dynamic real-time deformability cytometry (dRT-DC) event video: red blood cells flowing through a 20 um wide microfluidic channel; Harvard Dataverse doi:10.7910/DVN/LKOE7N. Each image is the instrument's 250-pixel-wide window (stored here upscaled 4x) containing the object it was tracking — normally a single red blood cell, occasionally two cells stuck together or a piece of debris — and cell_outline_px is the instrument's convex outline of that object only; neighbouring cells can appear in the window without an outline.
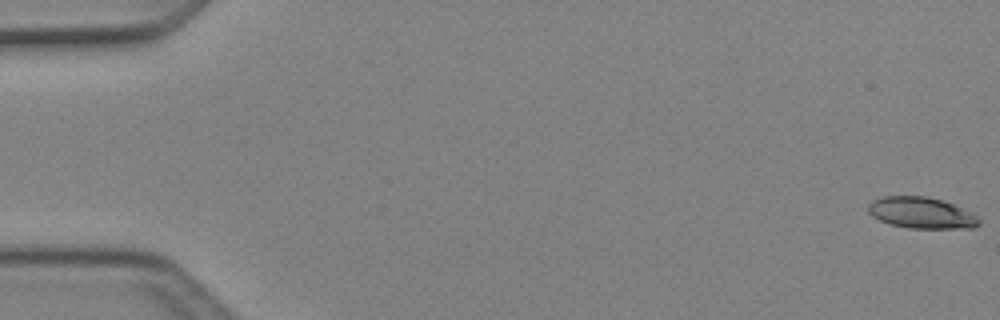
{"species": "Egyptian fruit bat (a non-hibernating species)", "species_latin": "Rousettus aegyptiacus", "temperature_condition": "cold", "stored_images_in_passage": 50, "camera_frame_rate_fps": 3000, "um_per_image_px": 0.085, "animal": {"sex": "female"}, "frame": {"image": 1, "passage_image": 1, "time_ms": 0.0, "image_size_px": [1000, 320], "cell_outline_px": [[980, 224], [972, 228], [908, 228], [892, 224], [880, 220], [872, 216], [868, 212], [868, 204], [872, 200], [884, 196], [924, 196], [944, 200], [976, 216], [980, 220]], "centroid_in_image_um": [78.28, 18.09], "position_along_channel_um": 6.7, "area_um2": 20.0}}
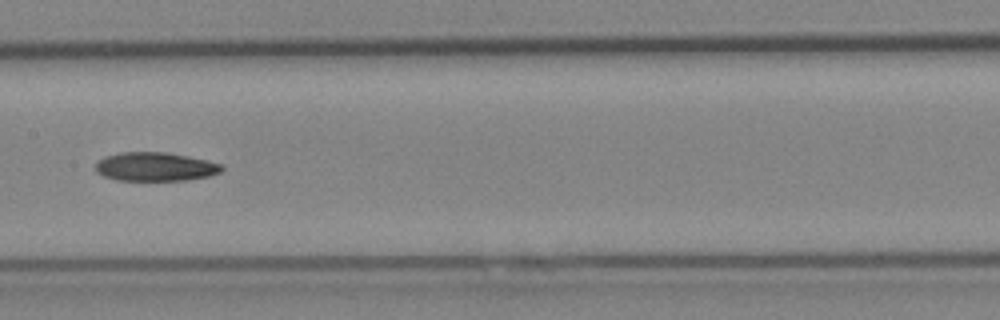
{"frame": {"image": 2, "passage_image": 26, "time_ms": 8.333, "image_size_px": [1000, 320], "cell_outline_px": [[224, 168], [220, 172], [208, 176], [184, 180], [116, 180], [104, 176], [96, 172], [96, 164], [104, 156], [120, 152], [164, 152], [188, 156], [208, 160], [224, 164]], "centroid_in_image_um": [13.21, 14.16], "position_along_channel_um": 194.2, "area_um2": 21.15}}
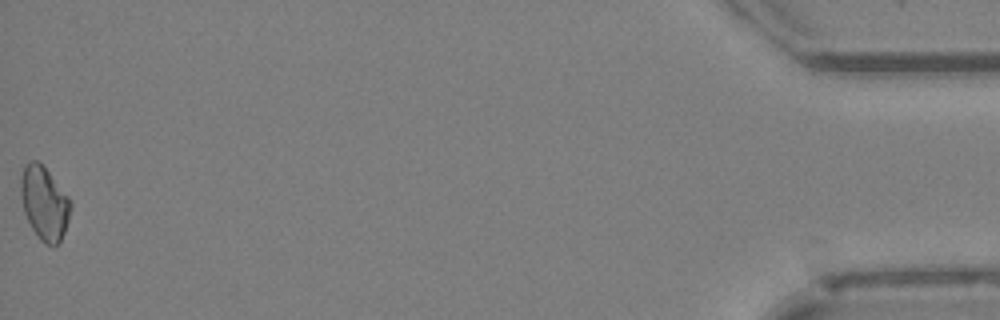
{"frame": {"image": 3, "passage_image": 50, "time_ms": 16.333, "image_size_px": [1000, 320], "cell_outline_px": [[72, 204], [68, 220], [64, 232], [60, 240], [56, 244], [44, 244], [40, 240], [32, 228], [24, 212], [20, 192], [20, 180], [24, 164], [28, 160], [36, 160], [48, 172], [68, 196]], "centroid_in_image_um": [3.75, 17.25], "position_along_channel_um": 431.5, "area_um2": 21.04}}